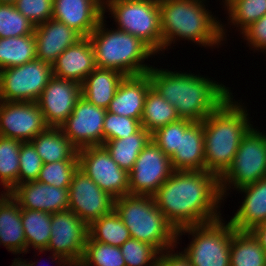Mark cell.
<instances>
[{"label":"cell","instance_id":"6da1fadb","mask_svg":"<svg viewBox=\"0 0 266 266\" xmlns=\"http://www.w3.org/2000/svg\"><path fill=\"white\" fill-rule=\"evenodd\" d=\"M153 198L158 209L177 230L222 217L218 211L223 199L219 177L206 170H174Z\"/></svg>","mask_w":266,"mask_h":266},{"label":"cell","instance_id":"7a4b0ae2","mask_svg":"<svg viewBox=\"0 0 266 266\" xmlns=\"http://www.w3.org/2000/svg\"><path fill=\"white\" fill-rule=\"evenodd\" d=\"M147 73L152 87L174 106L180 119L203 121L232 95L230 88L203 75L157 67Z\"/></svg>","mask_w":266,"mask_h":266},{"label":"cell","instance_id":"3957f363","mask_svg":"<svg viewBox=\"0 0 266 266\" xmlns=\"http://www.w3.org/2000/svg\"><path fill=\"white\" fill-rule=\"evenodd\" d=\"M205 1L159 0L162 51L180 38L210 48L227 39V30L206 9Z\"/></svg>","mask_w":266,"mask_h":266},{"label":"cell","instance_id":"277c9868","mask_svg":"<svg viewBox=\"0 0 266 266\" xmlns=\"http://www.w3.org/2000/svg\"><path fill=\"white\" fill-rule=\"evenodd\" d=\"M233 98L228 97L202 121L205 170L218 177L231 165L242 138L253 127L245 106Z\"/></svg>","mask_w":266,"mask_h":266},{"label":"cell","instance_id":"5b68a950","mask_svg":"<svg viewBox=\"0 0 266 266\" xmlns=\"http://www.w3.org/2000/svg\"><path fill=\"white\" fill-rule=\"evenodd\" d=\"M104 18L105 16L89 36L96 66L116 70L125 76L147 73L153 66L145 64L144 61L157 54L141 39L130 33L119 29H106Z\"/></svg>","mask_w":266,"mask_h":266},{"label":"cell","instance_id":"8992f818","mask_svg":"<svg viewBox=\"0 0 266 266\" xmlns=\"http://www.w3.org/2000/svg\"><path fill=\"white\" fill-rule=\"evenodd\" d=\"M114 210L131 238L152 245L159 253L180 244L177 242V229L158 209L153 196H121L115 199Z\"/></svg>","mask_w":266,"mask_h":266},{"label":"cell","instance_id":"52a82bcc","mask_svg":"<svg viewBox=\"0 0 266 266\" xmlns=\"http://www.w3.org/2000/svg\"><path fill=\"white\" fill-rule=\"evenodd\" d=\"M117 29L138 37L156 54L162 52L159 0H103Z\"/></svg>","mask_w":266,"mask_h":266},{"label":"cell","instance_id":"ba28073f","mask_svg":"<svg viewBox=\"0 0 266 266\" xmlns=\"http://www.w3.org/2000/svg\"><path fill=\"white\" fill-rule=\"evenodd\" d=\"M222 218L177 230V241L185 233L192 235V241L183 251L192 266H230V242L234 228L230 221L226 223Z\"/></svg>","mask_w":266,"mask_h":266},{"label":"cell","instance_id":"9c48e42d","mask_svg":"<svg viewBox=\"0 0 266 266\" xmlns=\"http://www.w3.org/2000/svg\"><path fill=\"white\" fill-rule=\"evenodd\" d=\"M257 130L253 126L246 133L231 165L219 177L223 200L229 195L227 190H238L266 177V133Z\"/></svg>","mask_w":266,"mask_h":266},{"label":"cell","instance_id":"30bf717a","mask_svg":"<svg viewBox=\"0 0 266 266\" xmlns=\"http://www.w3.org/2000/svg\"><path fill=\"white\" fill-rule=\"evenodd\" d=\"M88 235V225L74 212L68 209L52 213L47 249H38V252H52L50 259H55L53 262L58 266H77L83 257Z\"/></svg>","mask_w":266,"mask_h":266},{"label":"cell","instance_id":"8fae6325","mask_svg":"<svg viewBox=\"0 0 266 266\" xmlns=\"http://www.w3.org/2000/svg\"><path fill=\"white\" fill-rule=\"evenodd\" d=\"M54 77L53 67L35 59L17 67L0 70V100L37 102L43 89Z\"/></svg>","mask_w":266,"mask_h":266},{"label":"cell","instance_id":"7c38bea8","mask_svg":"<svg viewBox=\"0 0 266 266\" xmlns=\"http://www.w3.org/2000/svg\"><path fill=\"white\" fill-rule=\"evenodd\" d=\"M79 169L114 199L129 194L128 172L102 146L78 149Z\"/></svg>","mask_w":266,"mask_h":266},{"label":"cell","instance_id":"4fadbf2b","mask_svg":"<svg viewBox=\"0 0 266 266\" xmlns=\"http://www.w3.org/2000/svg\"><path fill=\"white\" fill-rule=\"evenodd\" d=\"M173 171L170 157L151 139L128 173L129 194L153 196Z\"/></svg>","mask_w":266,"mask_h":266},{"label":"cell","instance_id":"5bb4252c","mask_svg":"<svg viewBox=\"0 0 266 266\" xmlns=\"http://www.w3.org/2000/svg\"><path fill=\"white\" fill-rule=\"evenodd\" d=\"M69 207L88 226L114 210L115 199L79 168L69 186Z\"/></svg>","mask_w":266,"mask_h":266},{"label":"cell","instance_id":"9a60e30c","mask_svg":"<svg viewBox=\"0 0 266 266\" xmlns=\"http://www.w3.org/2000/svg\"><path fill=\"white\" fill-rule=\"evenodd\" d=\"M49 127L37 102L0 100V136L31 142Z\"/></svg>","mask_w":266,"mask_h":266},{"label":"cell","instance_id":"2e32d148","mask_svg":"<svg viewBox=\"0 0 266 266\" xmlns=\"http://www.w3.org/2000/svg\"><path fill=\"white\" fill-rule=\"evenodd\" d=\"M106 112L107 109L93 105L81 96L60 128L77 149L102 146Z\"/></svg>","mask_w":266,"mask_h":266},{"label":"cell","instance_id":"e0dca14e","mask_svg":"<svg viewBox=\"0 0 266 266\" xmlns=\"http://www.w3.org/2000/svg\"><path fill=\"white\" fill-rule=\"evenodd\" d=\"M81 97V84L55 76L43 89L37 104L50 127H60Z\"/></svg>","mask_w":266,"mask_h":266},{"label":"cell","instance_id":"ac0fdd59","mask_svg":"<svg viewBox=\"0 0 266 266\" xmlns=\"http://www.w3.org/2000/svg\"><path fill=\"white\" fill-rule=\"evenodd\" d=\"M69 188H60L38 180L18 184L10 195L21 209L56 213L68 210Z\"/></svg>","mask_w":266,"mask_h":266},{"label":"cell","instance_id":"d6986e66","mask_svg":"<svg viewBox=\"0 0 266 266\" xmlns=\"http://www.w3.org/2000/svg\"><path fill=\"white\" fill-rule=\"evenodd\" d=\"M176 171L205 170L203 122L179 120V141L176 152L170 157Z\"/></svg>","mask_w":266,"mask_h":266},{"label":"cell","instance_id":"ffe728a7","mask_svg":"<svg viewBox=\"0 0 266 266\" xmlns=\"http://www.w3.org/2000/svg\"><path fill=\"white\" fill-rule=\"evenodd\" d=\"M103 15V0H53L52 18L89 37Z\"/></svg>","mask_w":266,"mask_h":266},{"label":"cell","instance_id":"44dd1931","mask_svg":"<svg viewBox=\"0 0 266 266\" xmlns=\"http://www.w3.org/2000/svg\"><path fill=\"white\" fill-rule=\"evenodd\" d=\"M34 36L37 59L51 66L65 49L83 38L74 29L53 18L35 26Z\"/></svg>","mask_w":266,"mask_h":266},{"label":"cell","instance_id":"7402d4cb","mask_svg":"<svg viewBox=\"0 0 266 266\" xmlns=\"http://www.w3.org/2000/svg\"><path fill=\"white\" fill-rule=\"evenodd\" d=\"M56 78L72 80L82 84L97 67L94 49L89 37H83L76 44L65 49L52 65Z\"/></svg>","mask_w":266,"mask_h":266},{"label":"cell","instance_id":"603a6c76","mask_svg":"<svg viewBox=\"0 0 266 266\" xmlns=\"http://www.w3.org/2000/svg\"><path fill=\"white\" fill-rule=\"evenodd\" d=\"M151 86L148 73L125 76L110 101L107 112L141 121L145 97Z\"/></svg>","mask_w":266,"mask_h":266},{"label":"cell","instance_id":"cb8c5ba5","mask_svg":"<svg viewBox=\"0 0 266 266\" xmlns=\"http://www.w3.org/2000/svg\"><path fill=\"white\" fill-rule=\"evenodd\" d=\"M237 191L245 199L229 220L235 230L250 231L254 226L266 222V177Z\"/></svg>","mask_w":266,"mask_h":266},{"label":"cell","instance_id":"d4e9b609","mask_svg":"<svg viewBox=\"0 0 266 266\" xmlns=\"http://www.w3.org/2000/svg\"><path fill=\"white\" fill-rule=\"evenodd\" d=\"M13 254H26L27 245L19 203L10 193L0 194V245Z\"/></svg>","mask_w":266,"mask_h":266},{"label":"cell","instance_id":"484cf974","mask_svg":"<svg viewBox=\"0 0 266 266\" xmlns=\"http://www.w3.org/2000/svg\"><path fill=\"white\" fill-rule=\"evenodd\" d=\"M125 75L112 69L96 67L81 84V96L107 109Z\"/></svg>","mask_w":266,"mask_h":266},{"label":"cell","instance_id":"4316f807","mask_svg":"<svg viewBox=\"0 0 266 266\" xmlns=\"http://www.w3.org/2000/svg\"><path fill=\"white\" fill-rule=\"evenodd\" d=\"M31 143L43 163L78 160V149L69 141L60 127H49L39 133Z\"/></svg>","mask_w":266,"mask_h":266},{"label":"cell","instance_id":"83f0119b","mask_svg":"<svg viewBox=\"0 0 266 266\" xmlns=\"http://www.w3.org/2000/svg\"><path fill=\"white\" fill-rule=\"evenodd\" d=\"M151 140V134L141 127L125 138L105 141L103 146L112 159L128 173L133 169L138 155Z\"/></svg>","mask_w":266,"mask_h":266},{"label":"cell","instance_id":"f1b7e54d","mask_svg":"<svg viewBox=\"0 0 266 266\" xmlns=\"http://www.w3.org/2000/svg\"><path fill=\"white\" fill-rule=\"evenodd\" d=\"M230 266H266V251L250 231H232Z\"/></svg>","mask_w":266,"mask_h":266},{"label":"cell","instance_id":"f546056e","mask_svg":"<svg viewBox=\"0 0 266 266\" xmlns=\"http://www.w3.org/2000/svg\"><path fill=\"white\" fill-rule=\"evenodd\" d=\"M178 120L180 117L174 106L151 86L145 97L142 127L152 134L159 128Z\"/></svg>","mask_w":266,"mask_h":266},{"label":"cell","instance_id":"4dcf8cb0","mask_svg":"<svg viewBox=\"0 0 266 266\" xmlns=\"http://www.w3.org/2000/svg\"><path fill=\"white\" fill-rule=\"evenodd\" d=\"M37 59L36 39L33 34L0 38V70L21 66Z\"/></svg>","mask_w":266,"mask_h":266},{"label":"cell","instance_id":"1f68e13d","mask_svg":"<svg viewBox=\"0 0 266 266\" xmlns=\"http://www.w3.org/2000/svg\"><path fill=\"white\" fill-rule=\"evenodd\" d=\"M21 220L29 248L47 249L51 237V213L30 209H21Z\"/></svg>","mask_w":266,"mask_h":266},{"label":"cell","instance_id":"d6a6232c","mask_svg":"<svg viewBox=\"0 0 266 266\" xmlns=\"http://www.w3.org/2000/svg\"><path fill=\"white\" fill-rule=\"evenodd\" d=\"M88 234L94 241L117 247L131 238L129 230L115 210L94 220L88 226Z\"/></svg>","mask_w":266,"mask_h":266},{"label":"cell","instance_id":"836d02e7","mask_svg":"<svg viewBox=\"0 0 266 266\" xmlns=\"http://www.w3.org/2000/svg\"><path fill=\"white\" fill-rule=\"evenodd\" d=\"M22 142L0 136V184L10 193L18 185L19 155Z\"/></svg>","mask_w":266,"mask_h":266},{"label":"cell","instance_id":"e575fe53","mask_svg":"<svg viewBox=\"0 0 266 266\" xmlns=\"http://www.w3.org/2000/svg\"><path fill=\"white\" fill-rule=\"evenodd\" d=\"M223 2L229 15L228 21L230 20L231 25H237L240 33L266 14V0H223Z\"/></svg>","mask_w":266,"mask_h":266},{"label":"cell","instance_id":"d590c367","mask_svg":"<svg viewBox=\"0 0 266 266\" xmlns=\"http://www.w3.org/2000/svg\"><path fill=\"white\" fill-rule=\"evenodd\" d=\"M77 266H126L120 247L94 241L89 235Z\"/></svg>","mask_w":266,"mask_h":266},{"label":"cell","instance_id":"8d00e7d4","mask_svg":"<svg viewBox=\"0 0 266 266\" xmlns=\"http://www.w3.org/2000/svg\"><path fill=\"white\" fill-rule=\"evenodd\" d=\"M34 24L14 4L0 3V38L33 34Z\"/></svg>","mask_w":266,"mask_h":266},{"label":"cell","instance_id":"74e56055","mask_svg":"<svg viewBox=\"0 0 266 266\" xmlns=\"http://www.w3.org/2000/svg\"><path fill=\"white\" fill-rule=\"evenodd\" d=\"M78 168V160L43 163L37 180L48 185L69 188Z\"/></svg>","mask_w":266,"mask_h":266},{"label":"cell","instance_id":"f35d334b","mask_svg":"<svg viewBox=\"0 0 266 266\" xmlns=\"http://www.w3.org/2000/svg\"><path fill=\"white\" fill-rule=\"evenodd\" d=\"M126 266H156L159 252L150 244L130 238L120 246Z\"/></svg>","mask_w":266,"mask_h":266},{"label":"cell","instance_id":"ab89813d","mask_svg":"<svg viewBox=\"0 0 266 266\" xmlns=\"http://www.w3.org/2000/svg\"><path fill=\"white\" fill-rule=\"evenodd\" d=\"M141 127V121L138 119L106 112L103 127V144L105 141L121 139L134 134Z\"/></svg>","mask_w":266,"mask_h":266},{"label":"cell","instance_id":"60d3db41","mask_svg":"<svg viewBox=\"0 0 266 266\" xmlns=\"http://www.w3.org/2000/svg\"><path fill=\"white\" fill-rule=\"evenodd\" d=\"M43 161L31 142H22L19 155L18 184L38 179Z\"/></svg>","mask_w":266,"mask_h":266},{"label":"cell","instance_id":"b9f144b4","mask_svg":"<svg viewBox=\"0 0 266 266\" xmlns=\"http://www.w3.org/2000/svg\"><path fill=\"white\" fill-rule=\"evenodd\" d=\"M14 5L34 26L45 23L53 16V0H16Z\"/></svg>","mask_w":266,"mask_h":266},{"label":"cell","instance_id":"7bdbcfd3","mask_svg":"<svg viewBox=\"0 0 266 266\" xmlns=\"http://www.w3.org/2000/svg\"><path fill=\"white\" fill-rule=\"evenodd\" d=\"M151 139L167 156L171 157L178 148L179 120L156 130L151 134Z\"/></svg>","mask_w":266,"mask_h":266},{"label":"cell","instance_id":"ee69618b","mask_svg":"<svg viewBox=\"0 0 266 266\" xmlns=\"http://www.w3.org/2000/svg\"><path fill=\"white\" fill-rule=\"evenodd\" d=\"M241 35L242 38L244 36L250 48L266 53V14L247 27Z\"/></svg>","mask_w":266,"mask_h":266},{"label":"cell","instance_id":"f6af8a7d","mask_svg":"<svg viewBox=\"0 0 266 266\" xmlns=\"http://www.w3.org/2000/svg\"><path fill=\"white\" fill-rule=\"evenodd\" d=\"M174 248L176 247L161 251L157 257L156 266H192L184 252L174 253Z\"/></svg>","mask_w":266,"mask_h":266},{"label":"cell","instance_id":"bcb514c9","mask_svg":"<svg viewBox=\"0 0 266 266\" xmlns=\"http://www.w3.org/2000/svg\"><path fill=\"white\" fill-rule=\"evenodd\" d=\"M250 232L258 240L259 244L266 251V222H262L254 226Z\"/></svg>","mask_w":266,"mask_h":266},{"label":"cell","instance_id":"7dc6e473","mask_svg":"<svg viewBox=\"0 0 266 266\" xmlns=\"http://www.w3.org/2000/svg\"><path fill=\"white\" fill-rule=\"evenodd\" d=\"M11 266H29V262L22 258H15Z\"/></svg>","mask_w":266,"mask_h":266},{"label":"cell","instance_id":"c3c4849f","mask_svg":"<svg viewBox=\"0 0 266 266\" xmlns=\"http://www.w3.org/2000/svg\"><path fill=\"white\" fill-rule=\"evenodd\" d=\"M16 0H0V3L14 4Z\"/></svg>","mask_w":266,"mask_h":266},{"label":"cell","instance_id":"681fc988","mask_svg":"<svg viewBox=\"0 0 266 266\" xmlns=\"http://www.w3.org/2000/svg\"><path fill=\"white\" fill-rule=\"evenodd\" d=\"M29 262V266H37V265H35L36 263H38L37 261L36 262H32V260L31 261H28ZM32 262V263H31Z\"/></svg>","mask_w":266,"mask_h":266}]
</instances>
